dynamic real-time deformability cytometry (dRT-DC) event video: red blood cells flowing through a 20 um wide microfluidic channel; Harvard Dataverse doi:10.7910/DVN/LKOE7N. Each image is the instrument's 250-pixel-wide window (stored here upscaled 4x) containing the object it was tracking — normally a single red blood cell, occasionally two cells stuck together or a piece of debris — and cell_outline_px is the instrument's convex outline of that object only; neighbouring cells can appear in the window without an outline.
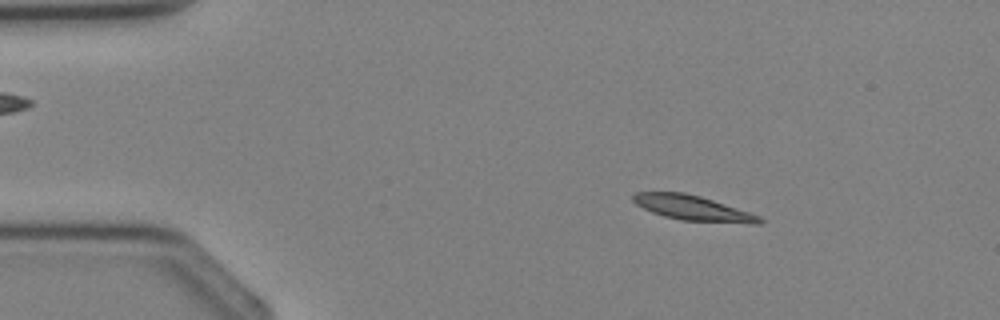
{"species": "Egyptian fruit bat (a non-hibernating species)", "species_latin": "Rousettus aegyptiacus", "temperature_condition": "cold", "stored_images_in_passage": 2, "camera_frame_rate_fps": 3000, "um_per_image_px": 0.085, "animal": {"sex": "female"}, "frame": {"image": 1, "passage_image": 1, "time_ms": 0.0, "image_size_px": [1000, 320], "cell_outline_px": [[764, 220], [760, 224], [748, 224], [680, 220], [664, 216], [652, 212], [636, 204], [632, 200], [632, 196], [636, 192], [684, 192], [700, 196], [760, 216]], "centroid_in_image_um": [58.89, 17.69], "position_along_channel_um": 26.1, "area_um2": 18.32}}